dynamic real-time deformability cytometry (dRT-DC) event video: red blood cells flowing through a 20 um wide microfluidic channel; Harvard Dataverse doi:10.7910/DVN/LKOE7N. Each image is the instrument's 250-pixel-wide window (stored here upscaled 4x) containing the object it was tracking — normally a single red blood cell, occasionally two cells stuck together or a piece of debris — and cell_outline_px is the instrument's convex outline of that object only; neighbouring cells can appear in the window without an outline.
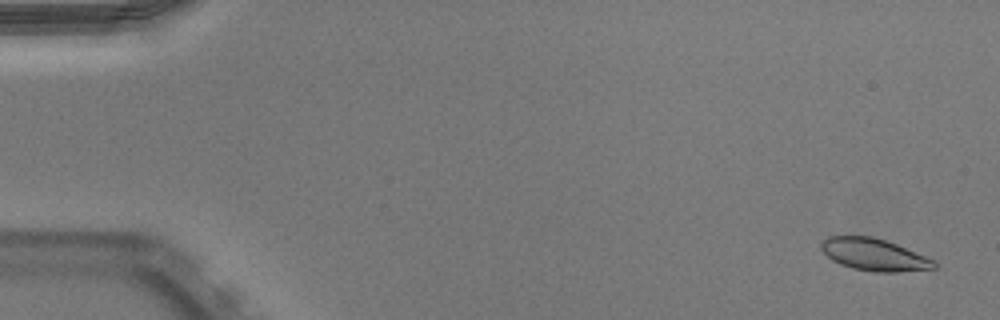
{"species": "Egyptian fruit bat (a non-hibernating species)", "species_latin": "Rousettus aegyptiacus", "temperature_condition": "warm", "stored_images_in_passage": 15, "camera_frame_rate_fps": 3000, "um_per_image_px": 0.085, "animal": {"sex": "male"}, "frame": {"image": 1, "passage_image": 3, "time_ms": 0.667, "image_size_px": [1000, 320], "cell_outline_px": [[936, 268], [900, 272], [876, 272], [852, 268], [840, 264], [832, 260], [820, 248], [820, 240], [828, 236], [872, 236], [896, 244], [936, 260]], "centroid_in_image_um": [74.29, 21.64], "position_along_channel_um": 10.7, "area_um2": 21.21}}